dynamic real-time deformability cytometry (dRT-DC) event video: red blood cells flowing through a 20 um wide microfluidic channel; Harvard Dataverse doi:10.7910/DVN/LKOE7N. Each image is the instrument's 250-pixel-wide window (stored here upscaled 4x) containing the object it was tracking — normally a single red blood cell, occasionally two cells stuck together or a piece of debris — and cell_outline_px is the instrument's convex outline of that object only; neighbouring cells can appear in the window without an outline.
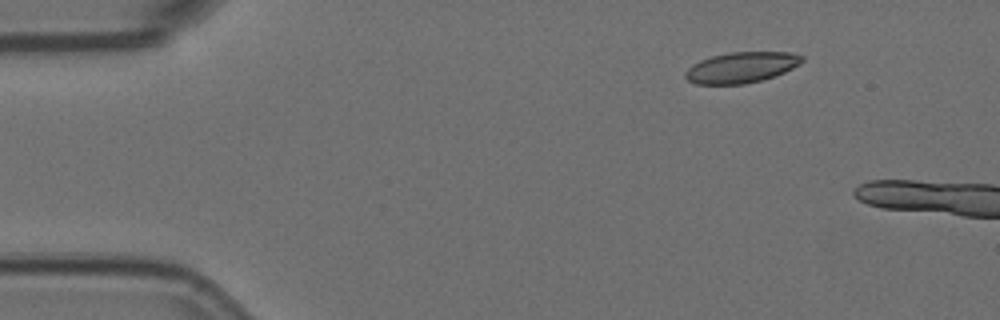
{"species": "Egyptian fruit bat (a non-hibernating species)", "species_latin": "Rousettus aegyptiacus", "temperature_condition": "room temperature", "stored_images_in_passage": 3, "camera_frame_rate_fps": 3000, "um_per_image_px": 0.085, "animal": {"sex": "female"}, "frame": {"image": 1, "passage_image": 1, "time_ms": 0.0, "image_size_px": [1000, 320], "cell_outline_px": [[804, 60], [800, 64], [784, 72], [760, 80], [744, 84], [696, 84], [688, 80], [684, 76], [684, 72], [692, 64], [700, 60], [712, 56], [728, 52], [792, 52], [804, 56]], "centroid_in_image_um": [63.0, 5.72], "position_along_channel_um": 22.0, "area_um2": 20.92}}